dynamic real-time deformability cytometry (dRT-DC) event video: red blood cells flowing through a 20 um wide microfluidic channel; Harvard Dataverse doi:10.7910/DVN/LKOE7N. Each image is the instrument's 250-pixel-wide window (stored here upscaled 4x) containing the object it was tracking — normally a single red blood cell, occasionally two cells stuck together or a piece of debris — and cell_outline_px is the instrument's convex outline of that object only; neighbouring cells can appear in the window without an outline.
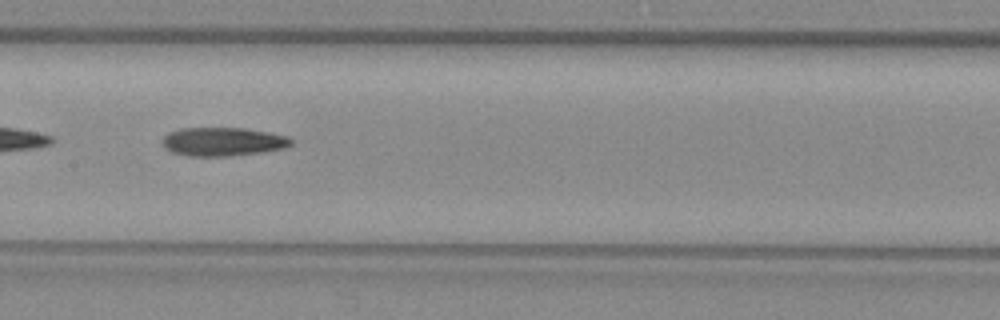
{"species": "common noctule bat (a hibernating species)", "species_latin": "Nyctalus noctula", "temperature_condition": "warm", "stored_images_in_passage": 52, "camera_frame_rate_fps": 3000, "um_per_image_px": 0.085, "animal": {"sex": "female", "body_mass_g": 29.2, "forearm_length_mm": 56.3}, "frame": {"image": 1, "passage_image": 26, "time_ms": 8.333, "image_size_px": [1000, 320], "cell_outline_px": [[292, 144], [284, 148], [264, 152], [228, 156], [188, 156], [172, 152], [164, 148], [164, 136], [168, 132], [180, 128], [244, 128], [268, 132], [288, 136], [292, 140]], "centroid_in_image_um": [18.95, 12.04], "position_along_channel_um": 188.4, "area_um2": 21.5}}
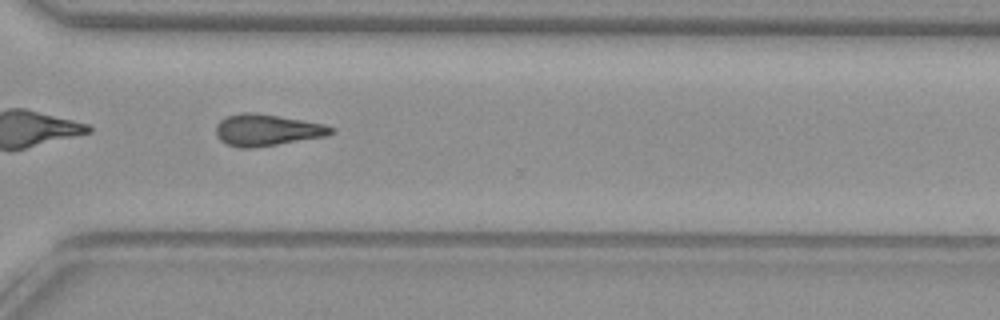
{"frame": {"image": 2, "passage_image": 38, "time_ms": 12.333, "image_size_px": [1000, 320], "cell_outline_px": [[336, 132], [324, 136], [256, 148], [236, 148], [220, 140], [216, 136], [216, 124], [220, 120], [228, 116], [244, 112], [252, 112], [324, 124], [336, 128]], "centroid_in_image_um": [22.67, 11.07], "position_along_channel_um": 347.9, "area_um2": 21.1}}